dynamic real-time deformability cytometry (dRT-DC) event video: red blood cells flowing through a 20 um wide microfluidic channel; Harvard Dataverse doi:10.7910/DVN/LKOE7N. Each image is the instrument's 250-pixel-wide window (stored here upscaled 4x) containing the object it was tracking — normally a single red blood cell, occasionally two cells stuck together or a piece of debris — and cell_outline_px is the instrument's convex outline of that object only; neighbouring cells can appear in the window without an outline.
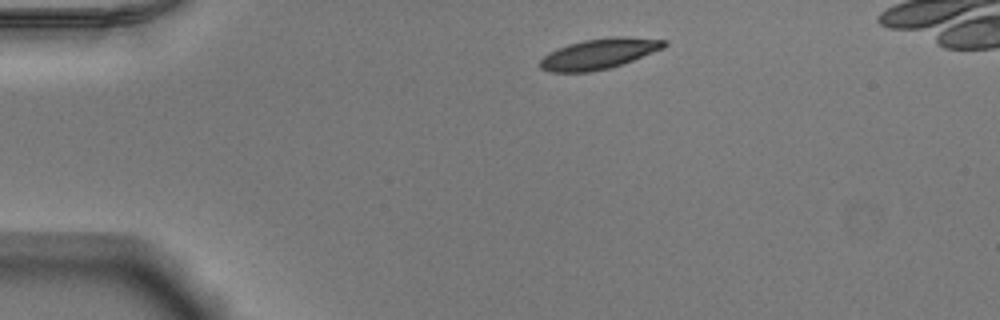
{"species": "Egyptian fruit bat (a non-hibernating species)", "species_latin": "Rousettus aegyptiacus", "temperature_condition": "warm", "stored_images_in_passage": 42, "camera_frame_rate_fps": 3000, "um_per_image_px": 0.085, "animal": {"sex": "male"}, "frame": {"image": 1, "passage_image": 1, "time_ms": 0.0, "image_size_px": [1000, 320], "cell_outline_px": [[668, 44], [664, 48], [632, 60], [608, 68], [588, 72], [552, 72], [540, 68], [540, 60], [548, 52], [568, 44], [584, 40], [612, 36], [624, 36], [668, 40]], "centroid_in_image_um": [50.93, 4.55], "position_along_channel_um": 34.1, "area_um2": 21.91}}
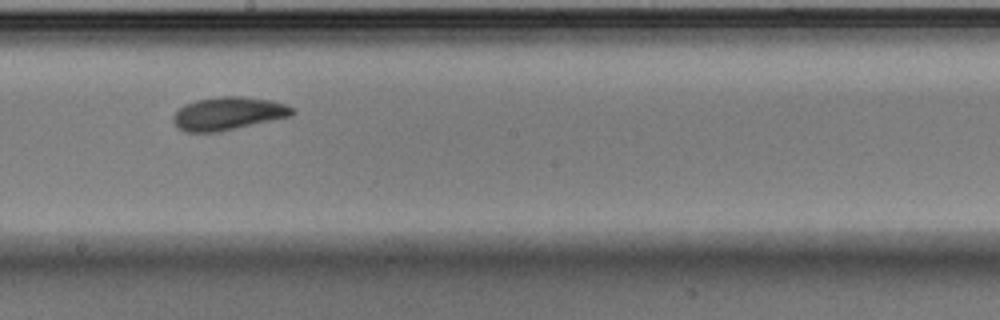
{"frame": {"image": 2, "passage_image": 20, "time_ms": 6.333, "image_size_px": [1000, 320], "cell_outline_px": [[296, 112], [292, 116], [220, 132], [184, 132], [172, 120], [172, 116], [184, 104], [196, 100], [220, 96], [240, 96], [272, 100], [296, 108]], "centroid_in_image_um": [19.43, 9.65], "position_along_channel_um": 228.8, "area_um2": 23.12}}
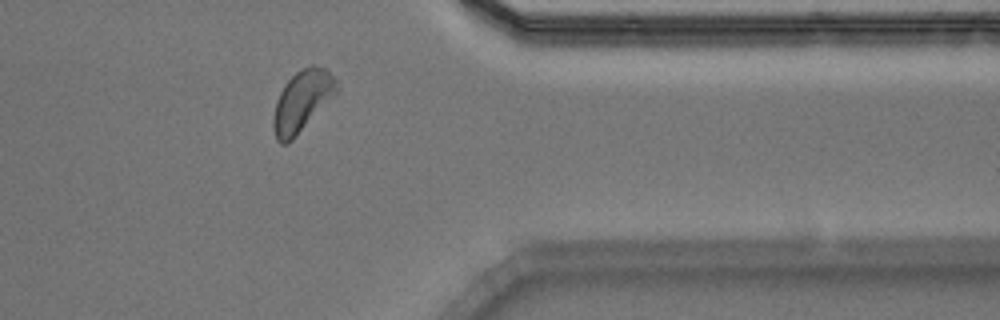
{"frame": {"image": 3, "passage_image": 33, "time_ms": 10.667, "image_size_px": [1000, 320], "cell_outline_px": [[340, 88], [336, 96], [288, 144], [280, 144], [276, 140], [272, 128], [272, 120], [276, 100], [284, 84], [300, 68], [312, 64], [328, 68], [336, 76]], "centroid_in_image_um": [25.72, 8.57], "position_along_channel_um": 385.7, "area_um2": 23.41}}